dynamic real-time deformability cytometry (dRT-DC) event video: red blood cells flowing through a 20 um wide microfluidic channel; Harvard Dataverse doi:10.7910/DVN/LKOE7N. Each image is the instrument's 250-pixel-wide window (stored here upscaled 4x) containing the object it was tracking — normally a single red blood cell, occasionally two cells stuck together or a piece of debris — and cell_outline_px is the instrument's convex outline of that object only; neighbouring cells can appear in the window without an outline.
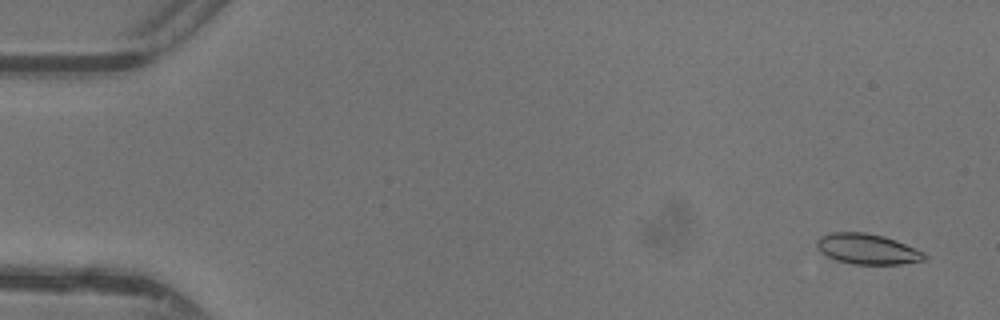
{"species": "common noctule bat (a hibernating species)", "species_latin": "Nyctalus noctula", "temperature_condition": "warm", "stored_images_in_passage": 32, "camera_frame_rate_fps": 3000, "um_per_image_px": 0.085, "animal": {"sex": "female"}, "frame": {"image": 1, "passage_image": 1, "time_ms": 0.0, "image_size_px": [1000, 320], "cell_outline_px": [[928, 256], [924, 260], [900, 264], [852, 264], [836, 260], [824, 256], [820, 252], [816, 244], [816, 240], [820, 236], [832, 232], [864, 232], [884, 236], [896, 240], [916, 248], [924, 252]], "centroid_in_image_um": [73.7, 21.16], "position_along_channel_um": 11.3, "area_um2": 19.31}}
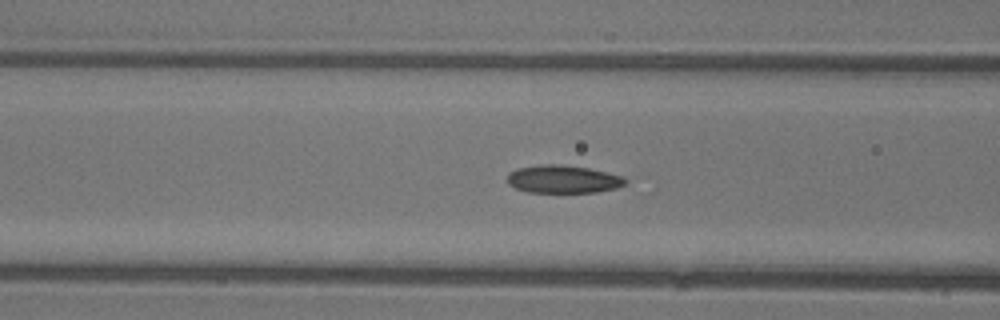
{"frame": {"image": 2, "passage_image": 18, "time_ms": 5.667, "image_size_px": [1000, 320], "cell_outline_px": [[628, 180], [624, 184], [616, 188], [596, 192], [528, 192], [516, 188], [508, 184], [508, 172], [516, 168], [540, 164], [556, 164], [588, 168], [620, 176]], "centroid_in_image_um": [47.81, 15.23], "position_along_channel_um": 118.8, "area_um2": 19.02}}
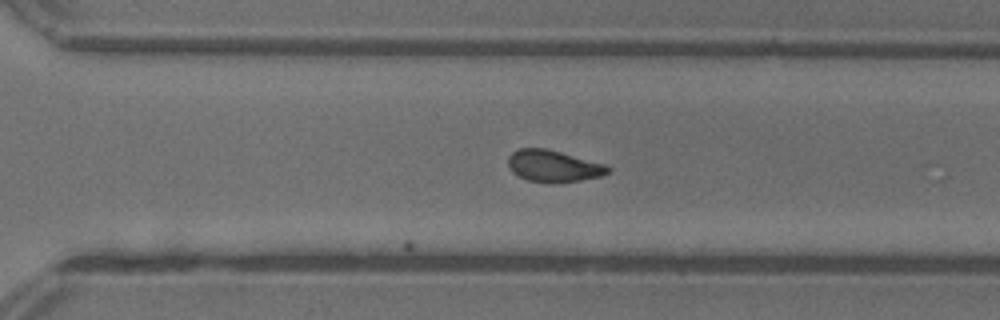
{"frame": {"image": 3, "passage_image": 32, "time_ms": 10.333, "image_size_px": [1000, 320], "cell_outline_px": [[612, 168], [608, 172], [600, 176], [580, 180], [528, 180], [512, 172], [508, 168], [508, 156], [512, 152], [520, 148], [544, 148], [560, 152], [604, 164]], "centroid_in_image_um": [47.0, 14.07], "position_along_channel_um": 323.6, "area_um2": 17.63}}